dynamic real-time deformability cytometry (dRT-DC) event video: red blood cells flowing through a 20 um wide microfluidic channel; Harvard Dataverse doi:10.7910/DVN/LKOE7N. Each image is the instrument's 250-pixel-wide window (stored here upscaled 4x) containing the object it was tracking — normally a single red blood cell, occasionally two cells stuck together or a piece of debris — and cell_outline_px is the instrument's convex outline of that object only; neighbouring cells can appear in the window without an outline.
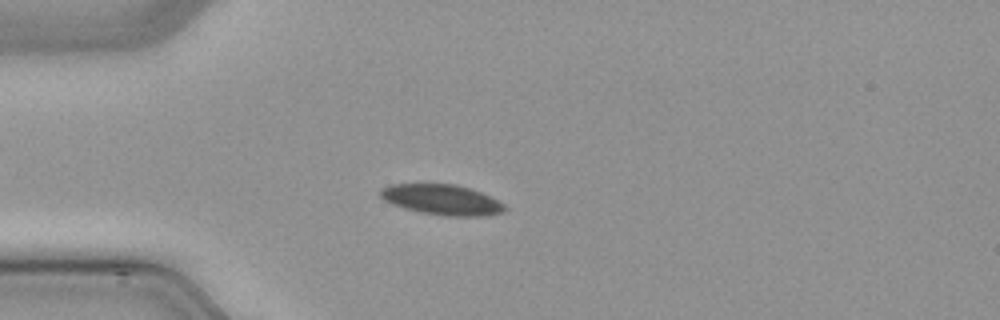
{"species": "common noctule bat (a hibernating species)", "species_latin": "Nyctalus noctula", "temperature_condition": "cold", "stored_images_in_passage": 43, "camera_frame_rate_fps": 3000, "um_per_image_px": 0.085, "animal": {"sex": "male", "body_mass_g": 21.5, "forearm_length_mm": 52.0}, "frame": {"image": 1, "passage_image": 7, "time_ms": 2.0, "image_size_px": [1000, 320], "cell_outline_px": [[504, 208], [500, 212], [480, 216], [448, 216], [420, 212], [404, 208], [392, 204], [384, 200], [380, 196], [380, 188], [392, 184], [456, 184], [480, 192], [504, 204]], "centroid_in_image_um": [37.49, 16.96], "position_along_channel_um": 47.5, "area_um2": 21.62}}
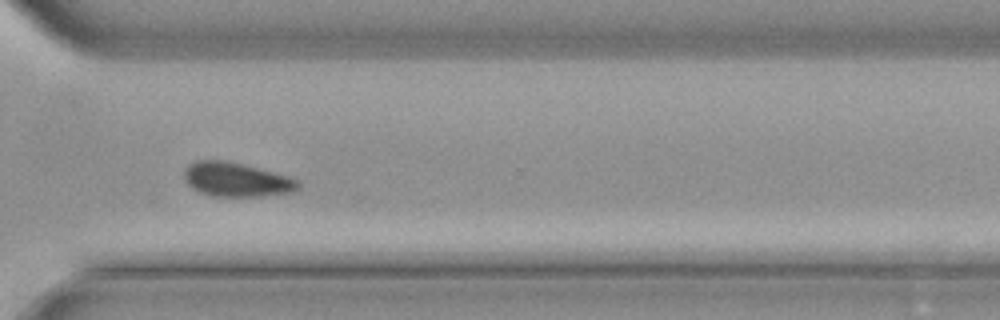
{"frame": {"image": 2, "passage_image": 30, "time_ms": 9.667, "image_size_px": [1000, 320], "cell_outline_px": [[300, 188], [292, 192], [260, 196], [208, 196], [192, 188], [184, 180], [184, 168], [188, 164], [196, 160], [228, 160], [288, 176], [296, 180], [300, 184]], "centroid_in_image_um": [20.04, 15.26], "position_along_channel_um": 350.6, "area_um2": 22.77}}
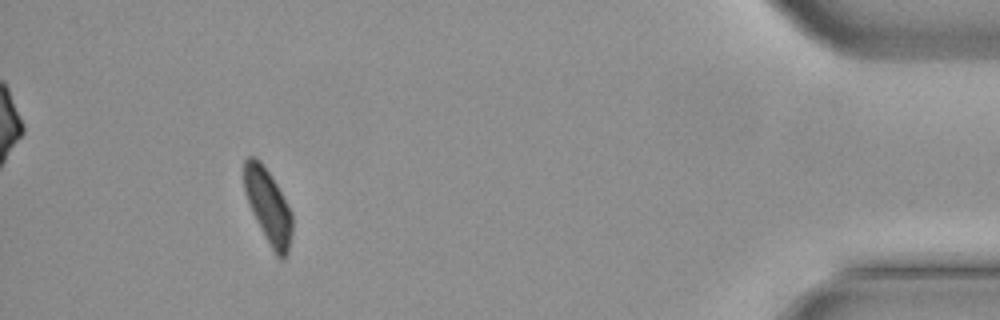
{"frame": {"image": 3, "passage_image": 39, "time_ms": 12.667, "image_size_px": [1000, 320], "cell_outline_px": [[292, 232], [288, 252], [284, 260], [280, 260], [276, 256], [252, 212], [244, 192], [244, 160], [248, 156], [256, 156], [260, 160], [272, 176], [292, 212]], "centroid_in_image_um": [22.8, 17.51], "position_along_channel_um": 412.4, "area_um2": 20.87}}